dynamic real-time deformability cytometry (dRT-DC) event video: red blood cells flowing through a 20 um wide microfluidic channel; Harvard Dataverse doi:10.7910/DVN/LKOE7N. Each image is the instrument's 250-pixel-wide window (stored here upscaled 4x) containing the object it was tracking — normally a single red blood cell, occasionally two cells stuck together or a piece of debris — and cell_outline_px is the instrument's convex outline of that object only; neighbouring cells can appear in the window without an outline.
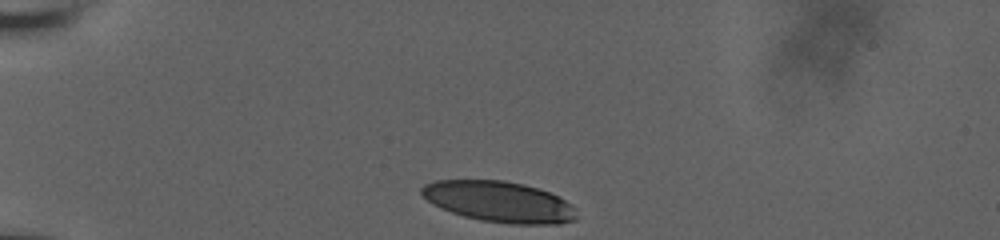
{"species": "human", "species_latin": "Homo sapiens", "temperature_condition": "room temperature", "stored_images_in_passage": 35, "camera_frame_rate_fps": 3000, "um_per_image_px": 0.085, "donor": {"sex": "male"}, "frame": {"image": 1, "passage_image": 1, "time_ms": 0.0, "image_size_px": [1000, 240], "cell_outline_px": [[576, 220], [560, 224], [508, 224], [480, 220], [464, 216], [440, 208], [432, 204], [420, 192], [420, 188], [424, 184], [436, 180], [504, 180], [524, 184], [548, 192], [564, 200], [572, 208], [576, 216]], "centroid_in_image_um": [42.38, 17.15], "position_along_channel_um": 42.6, "area_um2": 36.7}}
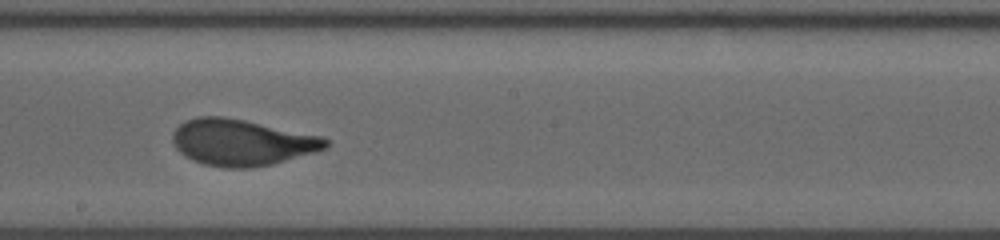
{"frame": {"image": 2, "passage_image": 20, "time_ms": 6.333, "image_size_px": [1000, 240], "cell_outline_px": [[328, 148], [316, 152], [272, 164], [252, 168], [224, 168], [204, 164], [192, 160], [184, 156], [176, 148], [172, 140], [172, 132], [184, 120], [196, 116], [224, 116], [244, 120], [320, 136], [328, 140]], "centroid_in_image_um": [20.51, 12.11], "position_along_channel_um": 227.7, "area_um2": 41.38}}
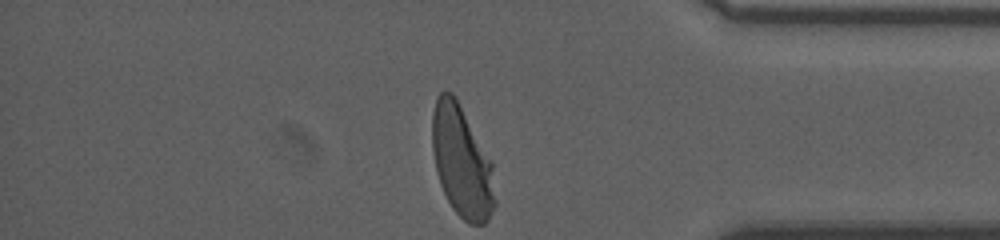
{"frame": {"image": 3, "passage_image": 35, "time_ms": 11.333, "image_size_px": [1000, 240], "cell_outline_px": [[496, 204], [488, 220], [484, 224], [468, 224], [452, 208], [440, 184], [436, 172], [432, 148], [432, 112], [436, 96], [440, 92], [452, 92], [456, 96], [492, 160], [496, 200]], "centroid_in_image_um": [39.26, 13.72], "position_along_channel_um": 395.9, "area_um2": 41.38}, "authors_computed_cell_mechanics": {"area_um2": 40.6334, "velocity_mm_per_s": 3.7091, "shape_relaxation_time_tau1_ms": 3.6311, "shape_relaxation_time_tau2_ms": null, "deformation_change_tau1": 0.1883, "deformation_change_tau2": null}}